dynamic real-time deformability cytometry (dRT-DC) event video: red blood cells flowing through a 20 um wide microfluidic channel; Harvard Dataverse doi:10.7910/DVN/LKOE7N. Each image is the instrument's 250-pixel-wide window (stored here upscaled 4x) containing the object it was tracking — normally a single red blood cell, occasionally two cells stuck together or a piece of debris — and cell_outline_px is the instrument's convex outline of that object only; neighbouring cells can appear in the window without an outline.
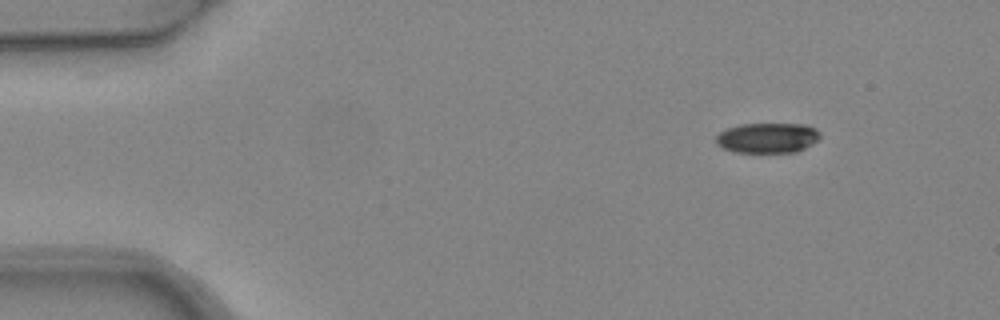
{"species": "common noctule bat (a hibernating species)", "species_latin": "Nyctalus noctula", "temperature_condition": "warm", "stored_images_in_passage": 2, "camera_frame_rate_fps": 3000, "um_per_image_px": 0.085, "animal": {"sex": "female", "body_mass_g": 24.6, "forearm_length_mm": 56.2}, "frame": {"image": 1, "passage_image": 2, "time_ms": 0.333, "image_size_px": [1000, 320], "cell_outline_px": [[820, 136], [812, 144], [796, 152], [736, 152], [724, 148], [716, 144], [716, 136], [720, 132], [728, 128], [740, 124], [808, 124], [816, 128], [820, 132]], "centroid_in_image_um": [65.25, 11.71], "position_along_channel_um": 19.7, "area_um2": 18.26}}